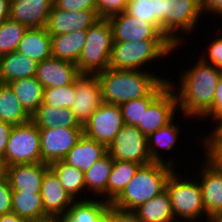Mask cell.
<instances>
[{
	"mask_svg": "<svg viewBox=\"0 0 222 222\" xmlns=\"http://www.w3.org/2000/svg\"><path fill=\"white\" fill-rule=\"evenodd\" d=\"M8 85L30 115L43 103L44 87L35 76L11 81Z\"/></svg>",
	"mask_w": 222,
	"mask_h": 222,
	"instance_id": "f1b7e54d",
	"label": "cell"
},
{
	"mask_svg": "<svg viewBox=\"0 0 222 222\" xmlns=\"http://www.w3.org/2000/svg\"><path fill=\"white\" fill-rule=\"evenodd\" d=\"M165 0H128L126 13L153 24L163 34V6Z\"/></svg>",
	"mask_w": 222,
	"mask_h": 222,
	"instance_id": "e575fe53",
	"label": "cell"
},
{
	"mask_svg": "<svg viewBox=\"0 0 222 222\" xmlns=\"http://www.w3.org/2000/svg\"><path fill=\"white\" fill-rule=\"evenodd\" d=\"M80 75L75 63L50 57L38 63L35 78L45 89L71 84Z\"/></svg>",
	"mask_w": 222,
	"mask_h": 222,
	"instance_id": "d6986e66",
	"label": "cell"
},
{
	"mask_svg": "<svg viewBox=\"0 0 222 222\" xmlns=\"http://www.w3.org/2000/svg\"><path fill=\"white\" fill-rule=\"evenodd\" d=\"M26 30V26L10 18L0 24V57L17 50Z\"/></svg>",
	"mask_w": 222,
	"mask_h": 222,
	"instance_id": "8d00e7d4",
	"label": "cell"
},
{
	"mask_svg": "<svg viewBox=\"0 0 222 222\" xmlns=\"http://www.w3.org/2000/svg\"><path fill=\"white\" fill-rule=\"evenodd\" d=\"M141 222H174L170 196L167 190L154 196L134 210Z\"/></svg>",
	"mask_w": 222,
	"mask_h": 222,
	"instance_id": "83f0119b",
	"label": "cell"
},
{
	"mask_svg": "<svg viewBox=\"0 0 222 222\" xmlns=\"http://www.w3.org/2000/svg\"><path fill=\"white\" fill-rule=\"evenodd\" d=\"M38 63L23 54L11 52L0 57V83L8 84L22 78L33 77Z\"/></svg>",
	"mask_w": 222,
	"mask_h": 222,
	"instance_id": "d4e9b609",
	"label": "cell"
},
{
	"mask_svg": "<svg viewBox=\"0 0 222 222\" xmlns=\"http://www.w3.org/2000/svg\"><path fill=\"white\" fill-rule=\"evenodd\" d=\"M141 165L132 161L114 160L107 182L106 202L111 204L124 190Z\"/></svg>",
	"mask_w": 222,
	"mask_h": 222,
	"instance_id": "1f68e13d",
	"label": "cell"
},
{
	"mask_svg": "<svg viewBox=\"0 0 222 222\" xmlns=\"http://www.w3.org/2000/svg\"><path fill=\"white\" fill-rule=\"evenodd\" d=\"M125 125L119 105L103 103L83 126V133L108 147Z\"/></svg>",
	"mask_w": 222,
	"mask_h": 222,
	"instance_id": "30bf717a",
	"label": "cell"
},
{
	"mask_svg": "<svg viewBox=\"0 0 222 222\" xmlns=\"http://www.w3.org/2000/svg\"><path fill=\"white\" fill-rule=\"evenodd\" d=\"M208 222H222V210L216 212L214 215H212Z\"/></svg>",
	"mask_w": 222,
	"mask_h": 222,
	"instance_id": "816d5d0a",
	"label": "cell"
},
{
	"mask_svg": "<svg viewBox=\"0 0 222 222\" xmlns=\"http://www.w3.org/2000/svg\"><path fill=\"white\" fill-rule=\"evenodd\" d=\"M202 11L213 15L222 13V0H200Z\"/></svg>",
	"mask_w": 222,
	"mask_h": 222,
	"instance_id": "7dc6e473",
	"label": "cell"
},
{
	"mask_svg": "<svg viewBox=\"0 0 222 222\" xmlns=\"http://www.w3.org/2000/svg\"><path fill=\"white\" fill-rule=\"evenodd\" d=\"M209 116L212 117L213 121L217 122V125L214 126L215 129L222 122V75L216 87L213 106L204 117L209 118Z\"/></svg>",
	"mask_w": 222,
	"mask_h": 222,
	"instance_id": "7bdbcfd3",
	"label": "cell"
},
{
	"mask_svg": "<svg viewBox=\"0 0 222 222\" xmlns=\"http://www.w3.org/2000/svg\"><path fill=\"white\" fill-rule=\"evenodd\" d=\"M128 0H96V10L99 18L108 19L111 16L126 11Z\"/></svg>",
	"mask_w": 222,
	"mask_h": 222,
	"instance_id": "f35d334b",
	"label": "cell"
},
{
	"mask_svg": "<svg viewBox=\"0 0 222 222\" xmlns=\"http://www.w3.org/2000/svg\"><path fill=\"white\" fill-rule=\"evenodd\" d=\"M41 141V163L50 165L63 160L83 135V128L39 129Z\"/></svg>",
	"mask_w": 222,
	"mask_h": 222,
	"instance_id": "7c38bea8",
	"label": "cell"
},
{
	"mask_svg": "<svg viewBox=\"0 0 222 222\" xmlns=\"http://www.w3.org/2000/svg\"><path fill=\"white\" fill-rule=\"evenodd\" d=\"M49 168L57 175L59 183L75 201H77V198L86 200V198L80 197L81 193L86 190L82 171L63 160L52 162Z\"/></svg>",
	"mask_w": 222,
	"mask_h": 222,
	"instance_id": "d6a6232c",
	"label": "cell"
},
{
	"mask_svg": "<svg viewBox=\"0 0 222 222\" xmlns=\"http://www.w3.org/2000/svg\"><path fill=\"white\" fill-rule=\"evenodd\" d=\"M40 194L44 212L52 221L60 222L75 202L50 168L44 174Z\"/></svg>",
	"mask_w": 222,
	"mask_h": 222,
	"instance_id": "2e32d148",
	"label": "cell"
},
{
	"mask_svg": "<svg viewBox=\"0 0 222 222\" xmlns=\"http://www.w3.org/2000/svg\"><path fill=\"white\" fill-rule=\"evenodd\" d=\"M201 142L204 145V152H222V122L213 129L212 133L204 137Z\"/></svg>",
	"mask_w": 222,
	"mask_h": 222,
	"instance_id": "ee69618b",
	"label": "cell"
},
{
	"mask_svg": "<svg viewBox=\"0 0 222 222\" xmlns=\"http://www.w3.org/2000/svg\"><path fill=\"white\" fill-rule=\"evenodd\" d=\"M113 159L107 153L101 159L96 161L88 171L84 173V182L86 189L89 192L93 191L96 196H104V201H106L107 196V182L110 176Z\"/></svg>",
	"mask_w": 222,
	"mask_h": 222,
	"instance_id": "836d02e7",
	"label": "cell"
},
{
	"mask_svg": "<svg viewBox=\"0 0 222 222\" xmlns=\"http://www.w3.org/2000/svg\"><path fill=\"white\" fill-rule=\"evenodd\" d=\"M169 80H164L149 96L136 98L120 104L124 123L130 126H138L142 123L143 113L148 106L169 86Z\"/></svg>",
	"mask_w": 222,
	"mask_h": 222,
	"instance_id": "d590c367",
	"label": "cell"
},
{
	"mask_svg": "<svg viewBox=\"0 0 222 222\" xmlns=\"http://www.w3.org/2000/svg\"><path fill=\"white\" fill-rule=\"evenodd\" d=\"M203 13L200 0H165L163 6V35L174 45L182 44L181 36L192 32ZM181 43V44H180Z\"/></svg>",
	"mask_w": 222,
	"mask_h": 222,
	"instance_id": "52a82bcc",
	"label": "cell"
},
{
	"mask_svg": "<svg viewBox=\"0 0 222 222\" xmlns=\"http://www.w3.org/2000/svg\"><path fill=\"white\" fill-rule=\"evenodd\" d=\"M107 147L84 133L63 161L85 173L99 159L107 154Z\"/></svg>",
	"mask_w": 222,
	"mask_h": 222,
	"instance_id": "44dd1931",
	"label": "cell"
},
{
	"mask_svg": "<svg viewBox=\"0 0 222 222\" xmlns=\"http://www.w3.org/2000/svg\"><path fill=\"white\" fill-rule=\"evenodd\" d=\"M175 167L152 162L141 165L122 193L111 203L113 206L134 211L166 189V183Z\"/></svg>",
	"mask_w": 222,
	"mask_h": 222,
	"instance_id": "3957f363",
	"label": "cell"
},
{
	"mask_svg": "<svg viewBox=\"0 0 222 222\" xmlns=\"http://www.w3.org/2000/svg\"><path fill=\"white\" fill-rule=\"evenodd\" d=\"M10 0H0V24L9 18Z\"/></svg>",
	"mask_w": 222,
	"mask_h": 222,
	"instance_id": "c3c4849f",
	"label": "cell"
},
{
	"mask_svg": "<svg viewBox=\"0 0 222 222\" xmlns=\"http://www.w3.org/2000/svg\"><path fill=\"white\" fill-rule=\"evenodd\" d=\"M86 40V30L51 36L52 57L76 64Z\"/></svg>",
	"mask_w": 222,
	"mask_h": 222,
	"instance_id": "4316f807",
	"label": "cell"
},
{
	"mask_svg": "<svg viewBox=\"0 0 222 222\" xmlns=\"http://www.w3.org/2000/svg\"><path fill=\"white\" fill-rule=\"evenodd\" d=\"M49 165L45 163L7 166V178L12 190L40 193L42 181Z\"/></svg>",
	"mask_w": 222,
	"mask_h": 222,
	"instance_id": "ffe728a7",
	"label": "cell"
},
{
	"mask_svg": "<svg viewBox=\"0 0 222 222\" xmlns=\"http://www.w3.org/2000/svg\"><path fill=\"white\" fill-rule=\"evenodd\" d=\"M86 43L76 62L81 75H96L109 68L113 32L108 19L100 18L86 30Z\"/></svg>",
	"mask_w": 222,
	"mask_h": 222,
	"instance_id": "277c9868",
	"label": "cell"
},
{
	"mask_svg": "<svg viewBox=\"0 0 222 222\" xmlns=\"http://www.w3.org/2000/svg\"><path fill=\"white\" fill-rule=\"evenodd\" d=\"M170 81L169 86L148 106L143 113L142 123L137 126L146 137L172 122L175 112L179 111L175 81Z\"/></svg>",
	"mask_w": 222,
	"mask_h": 222,
	"instance_id": "8fae6325",
	"label": "cell"
},
{
	"mask_svg": "<svg viewBox=\"0 0 222 222\" xmlns=\"http://www.w3.org/2000/svg\"><path fill=\"white\" fill-rule=\"evenodd\" d=\"M114 42L168 40L153 24L128 15L125 11L108 18Z\"/></svg>",
	"mask_w": 222,
	"mask_h": 222,
	"instance_id": "9a60e30c",
	"label": "cell"
},
{
	"mask_svg": "<svg viewBox=\"0 0 222 222\" xmlns=\"http://www.w3.org/2000/svg\"><path fill=\"white\" fill-rule=\"evenodd\" d=\"M210 156L216 157L222 163V152H205Z\"/></svg>",
	"mask_w": 222,
	"mask_h": 222,
	"instance_id": "f5cc1de1",
	"label": "cell"
},
{
	"mask_svg": "<svg viewBox=\"0 0 222 222\" xmlns=\"http://www.w3.org/2000/svg\"><path fill=\"white\" fill-rule=\"evenodd\" d=\"M205 164L202 166V178L199 182L205 210L206 222L216 212L222 210V163L205 153Z\"/></svg>",
	"mask_w": 222,
	"mask_h": 222,
	"instance_id": "4fadbf2b",
	"label": "cell"
},
{
	"mask_svg": "<svg viewBox=\"0 0 222 222\" xmlns=\"http://www.w3.org/2000/svg\"><path fill=\"white\" fill-rule=\"evenodd\" d=\"M179 174L174 171L166 183L175 221H199L205 215L201 186L196 181L179 179Z\"/></svg>",
	"mask_w": 222,
	"mask_h": 222,
	"instance_id": "8992f818",
	"label": "cell"
},
{
	"mask_svg": "<svg viewBox=\"0 0 222 222\" xmlns=\"http://www.w3.org/2000/svg\"><path fill=\"white\" fill-rule=\"evenodd\" d=\"M0 222H29L27 219L18 216L14 212L0 215Z\"/></svg>",
	"mask_w": 222,
	"mask_h": 222,
	"instance_id": "681fc988",
	"label": "cell"
},
{
	"mask_svg": "<svg viewBox=\"0 0 222 222\" xmlns=\"http://www.w3.org/2000/svg\"><path fill=\"white\" fill-rule=\"evenodd\" d=\"M110 222H141L134 211L119 209L110 204Z\"/></svg>",
	"mask_w": 222,
	"mask_h": 222,
	"instance_id": "f6af8a7d",
	"label": "cell"
},
{
	"mask_svg": "<svg viewBox=\"0 0 222 222\" xmlns=\"http://www.w3.org/2000/svg\"><path fill=\"white\" fill-rule=\"evenodd\" d=\"M31 121L43 128H83L77 121L75 114L68 108H55L42 103L32 114Z\"/></svg>",
	"mask_w": 222,
	"mask_h": 222,
	"instance_id": "cb8c5ba5",
	"label": "cell"
},
{
	"mask_svg": "<svg viewBox=\"0 0 222 222\" xmlns=\"http://www.w3.org/2000/svg\"><path fill=\"white\" fill-rule=\"evenodd\" d=\"M212 43L209 44L208 52L205 55L201 54V59L208 64H212L217 68L222 67V37H218L211 41ZM207 55L209 57H207ZM209 58V59H208ZM210 60V61H209Z\"/></svg>",
	"mask_w": 222,
	"mask_h": 222,
	"instance_id": "60d3db41",
	"label": "cell"
},
{
	"mask_svg": "<svg viewBox=\"0 0 222 222\" xmlns=\"http://www.w3.org/2000/svg\"><path fill=\"white\" fill-rule=\"evenodd\" d=\"M143 71V72H142ZM103 102L120 105L124 102L149 96L164 80L144 70H114L108 68L96 74Z\"/></svg>",
	"mask_w": 222,
	"mask_h": 222,
	"instance_id": "7a4b0ae2",
	"label": "cell"
},
{
	"mask_svg": "<svg viewBox=\"0 0 222 222\" xmlns=\"http://www.w3.org/2000/svg\"><path fill=\"white\" fill-rule=\"evenodd\" d=\"M185 71L177 85L179 91L175 92L178 108L184 117L201 119L213 106L221 69L200 58L197 64Z\"/></svg>",
	"mask_w": 222,
	"mask_h": 222,
	"instance_id": "6da1fadb",
	"label": "cell"
},
{
	"mask_svg": "<svg viewBox=\"0 0 222 222\" xmlns=\"http://www.w3.org/2000/svg\"><path fill=\"white\" fill-rule=\"evenodd\" d=\"M4 160L7 166L41 163V141L38 127L32 122L13 126Z\"/></svg>",
	"mask_w": 222,
	"mask_h": 222,
	"instance_id": "ba28073f",
	"label": "cell"
},
{
	"mask_svg": "<svg viewBox=\"0 0 222 222\" xmlns=\"http://www.w3.org/2000/svg\"><path fill=\"white\" fill-rule=\"evenodd\" d=\"M102 198L78 199L60 222H110V204Z\"/></svg>",
	"mask_w": 222,
	"mask_h": 222,
	"instance_id": "7402d4cb",
	"label": "cell"
},
{
	"mask_svg": "<svg viewBox=\"0 0 222 222\" xmlns=\"http://www.w3.org/2000/svg\"><path fill=\"white\" fill-rule=\"evenodd\" d=\"M16 52L40 63L52 57L51 36L46 28H27Z\"/></svg>",
	"mask_w": 222,
	"mask_h": 222,
	"instance_id": "603a6c76",
	"label": "cell"
},
{
	"mask_svg": "<svg viewBox=\"0 0 222 222\" xmlns=\"http://www.w3.org/2000/svg\"><path fill=\"white\" fill-rule=\"evenodd\" d=\"M54 0H10L9 18L27 28H45Z\"/></svg>",
	"mask_w": 222,
	"mask_h": 222,
	"instance_id": "ac0fdd59",
	"label": "cell"
},
{
	"mask_svg": "<svg viewBox=\"0 0 222 222\" xmlns=\"http://www.w3.org/2000/svg\"><path fill=\"white\" fill-rule=\"evenodd\" d=\"M13 128L12 124L0 121V157L4 158V152Z\"/></svg>",
	"mask_w": 222,
	"mask_h": 222,
	"instance_id": "bcb514c9",
	"label": "cell"
},
{
	"mask_svg": "<svg viewBox=\"0 0 222 222\" xmlns=\"http://www.w3.org/2000/svg\"><path fill=\"white\" fill-rule=\"evenodd\" d=\"M12 212L29 222H51L45 214L40 193L12 190Z\"/></svg>",
	"mask_w": 222,
	"mask_h": 222,
	"instance_id": "484cf974",
	"label": "cell"
},
{
	"mask_svg": "<svg viewBox=\"0 0 222 222\" xmlns=\"http://www.w3.org/2000/svg\"><path fill=\"white\" fill-rule=\"evenodd\" d=\"M100 18L97 10L65 11L52 7L48 16L46 30L50 36L87 30Z\"/></svg>",
	"mask_w": 222,
	"mask_h": 222,
	"instance_id": "e0dca14e",
	"label": "cell"
},
{
	"mask_svg": "<svg viewBox=\"0 0 222 222\" xmlns=\"http://www.w3.org/2000/svg\"><path fill=\"white\" fill-rule=\"evenodd\" d=\"M0 121L21 125L31 121V115L24 109L8 84L0 83Z\"/></svg>",
	"mask_w": 222,
	"mask_h": 222,
	"instance_id": "f546056e",
	"label": "cell"
},
{
	"mask_svg": "<svg viewBox=\"0 0 222 222\" xmlns=\"http://www.w3.org/2000/svg\"><path fill=\"white\" fill-rule=\"evenodd\" d=\"M54 6L69 12L96 10V0H54Z\"/></svg>",
	"mask_w": 222,
	"mask_h": 222,
	"instance_id": "ab89813d",
	"label": "cell"
},
{
	"mask_svg": "<svg viewBox=\"0 0 222 222\" xmlns=\"http://www.w3.org/2000/svg\"><path fill=\"white\" fill-rule=\"evenodd\" d=\"M12 212V189L7 177L0 179V215Z\"/></svg>",
	"mask_w": 222,
	"mask_h": 222,
	"instance_id": "b9f144b4",
	"label": "cell"
},
{
	"mask_svg": "<svg viewBox=\"0 0 222 222\" xmlns=\"http://www.w3.org/2000/svg\"><path fill=\"white\" fill-rule=\"evenodd\" d=\"M179 130H180L179 127L175 125L174 121H172L166 126L152 133L149 137H147L148 150H149L150 158L152 162L169 164L172 167L175 166L173 165L174 160H169L166 163L161 153L159 154L160 151L158 149L161 150V148H163L164 150L166 149L165 151H170L174 149V145L178 143L177 140L179 139L178 138L179 137L178 135L180 132Z\"/></svg>",
	"mask_w": 222,
	"mask_h": 222,
	"instance_id": "4dcf8cb0",
	"label": "cell"
},
{
	"mask_svg": "<svg viewBox=\"0 0 222 222\" xmlns=\"http://www.w3.org/2000/svg\"><path fill=\"white\" fill-rule=\"evenodd\" d=\"M107 152L113 160L132 161L140 165L152 163L148 139L137 126L125 124L107 147Z\"/></svg>",
	"mask_w": 222,
	"mask_h": 222,
	"instance_id": "9c48e42d",
	"label": "cell"
},
{
	"mask_svg": "<svg viewBox=\"0 0 222 222\" xmlns=\"http://www.w3.org/2000/svg\"><path fill=\"white\" fill-rule=\"evenodd\" d=\"M177 46L169 40H140L114 42L109 68L114 70H140L147 62L162 58ZM141 67V68H140Z\"/></svg>",
	"mask_w": 222,
	"mask_h": 222,
	"instance_id": "5b68a950",
	"label": "cell"
},
{
	"mask_svg": "<svg viewBox=\"0 0 222 222\" xmlns=\"http://www.w3.org/2000/svg\"><path fill=\"white\" fill-rule=\"evenodd\" d=\"M102 90L96 75H80L75 80V99L72 112L83 127L91 114L103 104Z\"/></svg>",
	"mask_w": 222,
	"mask_h": 222,
	"instance_id": "5bb4252c",
	"label": "cell"
},
{
	"mask_svg": "<svg viewBox=\"0 0 222 222\" xmlns=\"http://www.w3.org/2000/svg\"><path fill=\"white\" fill-rule=\"evenodd\" d=\"M7 177V164L3 157H0V179Z\"/></svg>",
	"mask_w": 222,
	"mask_h": 222,
	"instance_id": "f907efd6",
	"label": "cell"
},
{
	"mask_svg": "<svg viewBox=\"0 0 222 222\" xmlns=\"http://www.w3.org/2000/svg\"><path fill=\"white\" fill-rule=\"evenodd\" d=\"M75 99V81L62 87L45 88L43 103L55 108H68L74 103Z\"/></svg>",
	"mask_w": 222,
	"mask_h": 222,
	"instance_id": "74e56055",
	"label": "cell"
}]
</instances>
